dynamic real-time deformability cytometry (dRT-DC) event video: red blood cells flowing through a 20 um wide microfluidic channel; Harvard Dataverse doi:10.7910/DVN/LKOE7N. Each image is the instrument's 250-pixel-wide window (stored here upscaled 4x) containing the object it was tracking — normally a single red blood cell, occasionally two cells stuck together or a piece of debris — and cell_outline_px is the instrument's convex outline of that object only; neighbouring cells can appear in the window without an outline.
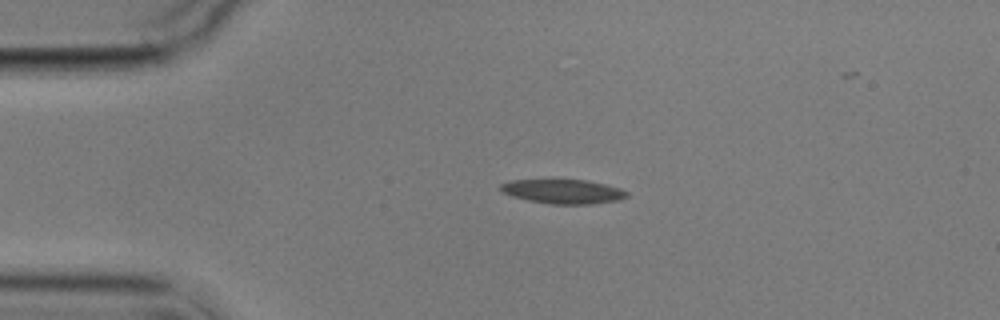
{"species": "common noctule bat (a hibernating species)", "species_latin": "Nyctalus noctula", "temperature_condition": "cold", "stored_images_in_passage": 3, "camera_frame_rate_fps": 3000, "um_per_image_px": 0.085, "animal": {"sex": "male", "body_mass_g": 17.9}, "frame": {"image": 1, "passage_image": 1, "time_ms": 0.0, "image_size_px": [1000, 320], "cell_outline_px": [[628, 196], [620, 200], [592, 204], [552, 204], [528, 200], [512, 196], [504, 192], [500, 188], [500, 184], [512, 180], [584, 180], [604, 184], [620, 188], [628, 192]], "centroid_in_image_um": [47.9, 16.28], "position_along_channel_um": 37.1, "area_um2": 17.69}}